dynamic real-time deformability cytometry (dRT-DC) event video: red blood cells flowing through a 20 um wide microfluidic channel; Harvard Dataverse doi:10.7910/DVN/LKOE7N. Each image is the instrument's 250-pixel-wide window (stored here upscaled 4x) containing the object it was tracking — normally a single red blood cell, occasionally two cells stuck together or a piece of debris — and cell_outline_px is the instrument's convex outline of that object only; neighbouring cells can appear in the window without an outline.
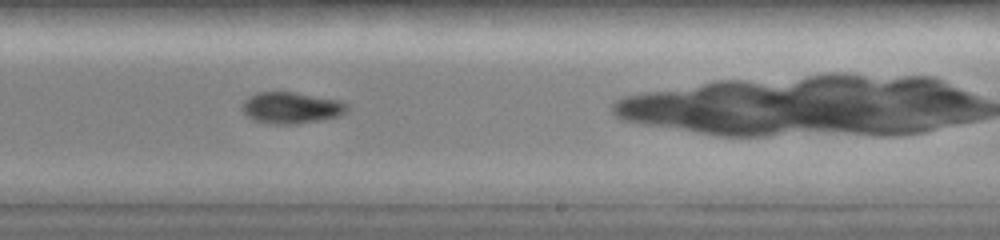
{"species": "common noctule bat (a hibernating species)", "species_latin": "Nyctalus noctula", "temperature_condition": "room temperature", "stored_images_in_passage": 22, "camera_frame_rate_fps": 3000, "um_per_image_px": 0.085, "animal": {"sex": "female", "body_mass_g": 19.0, "forearm_length_mm": 51.5}, "frame": {"image": 1, "passage_image": 15, "time_ms": 7.333, "image_size_px": [1000, 240], "cell_outline_px": [[348, 108], [340, 116], [320, 120], [296, 124], [272, 124], [252, 120], [240, 108], [244, 100], [248, 96], [260, 92], [292, 92], [340, 100], [348, 104]], "centroid_in_image_um": [24.74, 9.17], "position_along_channel_um": 264.3, "area_um2": 19.25}}
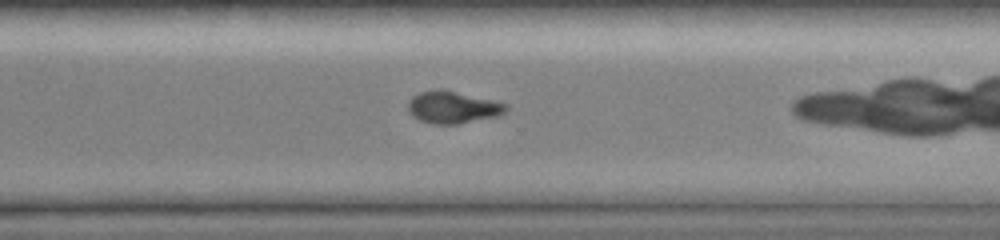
{"frame": {"image": 2, "passage_image": 18, "time_ms": 9.0, "image_size_px": [1000, 240], "cell_outline_px": [[508, 108], [504, 112], [496, 116], [460, 124], [432, 124], [420, 120], [412, 116], [408, 112], [408, 100], [412, 96], [420, 92], [440, 88], [492, 100], [508, 104]], "centroid_in_image_um": [38.44, 9.12], "position_along_channel_um": 332.2, "area_um2": 18.38}}
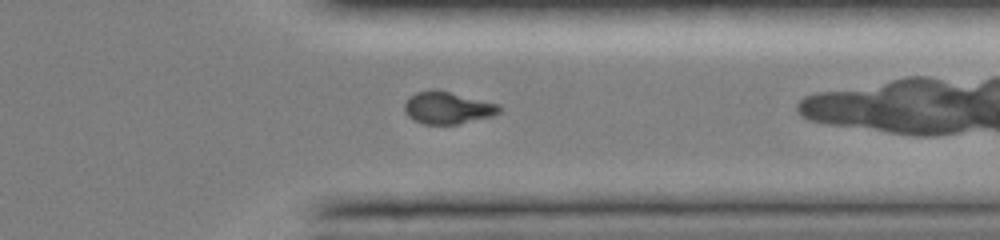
{"frame": {"image": 3, "passage_image": 20, "time_ms": 10.0, "image_size_px": [1000, 240], "cell_outline_px": [[500, 112], [492, 116], [456, 124], [424, 124], [412, 120], [404, 112], [404, 104], [416, 92], [448, 92], [500, 104]], "centroid_in_image_um": [38.05, 9.21], "position_along_channel_um": 373.3, "area_um2": 17.17}}